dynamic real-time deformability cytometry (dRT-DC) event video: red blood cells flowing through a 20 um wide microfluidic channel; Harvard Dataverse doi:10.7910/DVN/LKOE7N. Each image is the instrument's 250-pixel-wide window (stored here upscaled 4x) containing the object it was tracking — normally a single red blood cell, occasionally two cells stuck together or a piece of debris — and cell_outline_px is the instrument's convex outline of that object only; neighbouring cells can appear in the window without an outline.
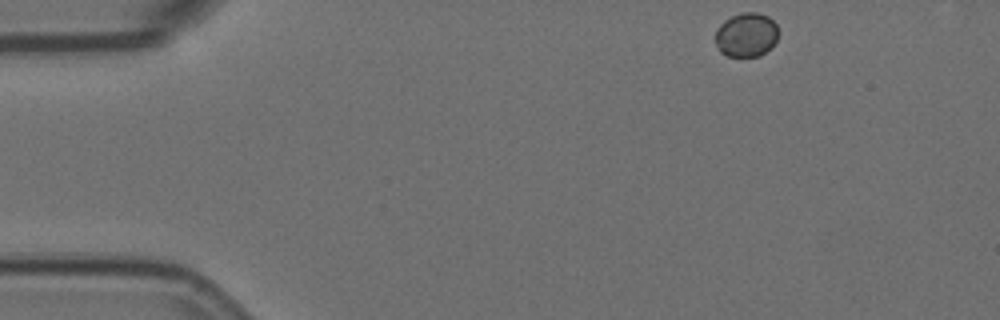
{"species": "Egyptian fruit bat (a non-hibernating species)", "species_latin": "Rousettus aegyptiacus", "temperature_condition": "room temperature", "stored_images_in_passage": 50, "camera_frame_rate_fps": 3000, "um_per_image_px": 0.085, "animal": {"sex": "female"}, "frame": {"image": 1, "passage_image": 1, "time_ms": 0.0, "image_size_px": [1000, 320], "cell_outline_px": [[780, 32], [772, 48], [760, 56], [728, 56], [720, 52], [716, 44], [716, 28], [724, 20], [732, 16], [744, 12], [756, 12], [768, 16], [776, 24]], "centroid_in_image_um": [63.46, 2.96], "position_along_channel_um": 21.5, "area_um2": 16.42}}
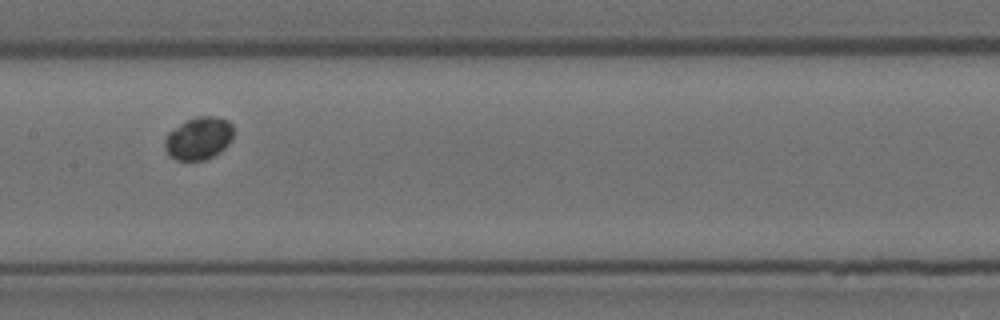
{"frame": {"image": 2, "passage_image": 22, "time_ms": 7.0, "image_size_px": [1000, 320], "cell_outline_px": [[232, 140], [220, 152], [204, 160], [176, 160], [164, 148], [164, 140], [168, 132], [184, 120], [204, 116], [216, 116], [228, 120], [232, 124]], "centroid_in_image_um": [16.88, 11.74], "position_along_channel_um": 190.5, "area_um2": 17.05}}
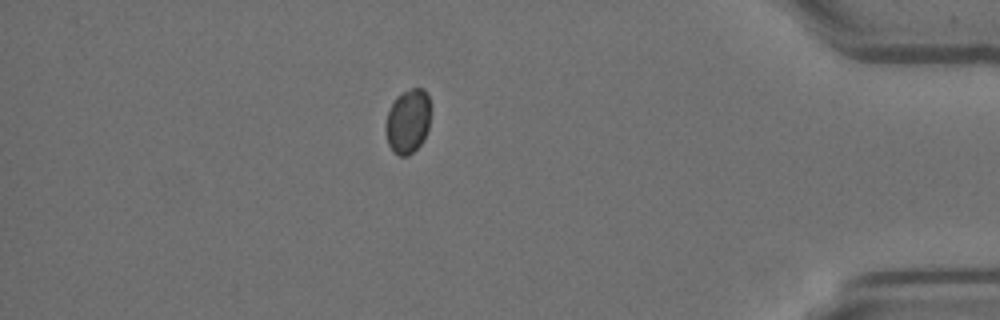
{"frame": {"image": 3, "passage_image": 43, "time_ms": 14.0, "image_size_px": [1000, 320], "cell_outline_px": [[432, 108], [428, 128], [424, 140], [408, 156], [400, 156], [388, 144], [384, 128], [388, 112], [396, 96], [400, 92], [412, 88], [424, 88], [428, 96]], "centroid_in_image_um": [34.69, 10.27], "position_along_channel_um": 400.5, "area_um2": 17.11}}